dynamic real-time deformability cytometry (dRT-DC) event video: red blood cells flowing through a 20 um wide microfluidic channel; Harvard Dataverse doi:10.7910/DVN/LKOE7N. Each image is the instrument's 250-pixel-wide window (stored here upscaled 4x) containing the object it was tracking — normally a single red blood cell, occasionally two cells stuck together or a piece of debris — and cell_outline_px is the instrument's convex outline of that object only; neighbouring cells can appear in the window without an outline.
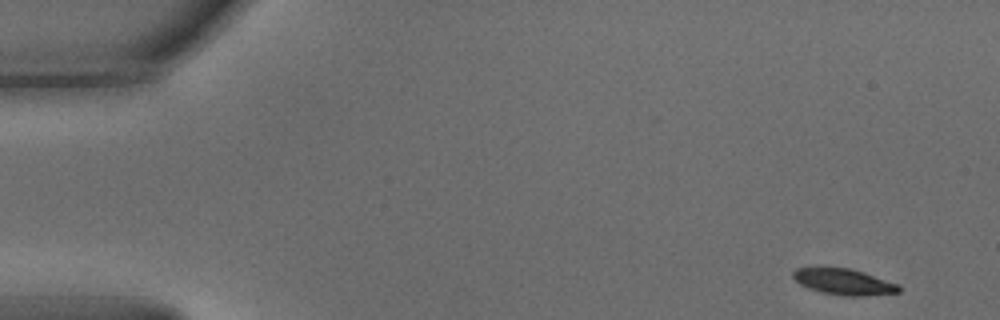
{"species": "common noctule bat (a hibernating species)", "species_latin": "Nyctalus noctula", "temperature_condition": "warm", "stored_images_in_passage": 52, "segment_of_instrument_passage": [1, 2], "camera_frame_rate_fps": 3000, "um_per_image_px": 0.085, "animal": {"sex": "male", "body_mass_g": 15.6}, "frame": {"image": 1, "passage_image": 1, "time_ms": 0.0, "image_size_px": [1000, 320], "cell_outline_px": [[900, 292], [864, 296], [844, 296], [820, 292], [808, 288], [800, 284], [792, 276], [792, 272], [796, 268], [812, 264], [848, 268], [864, 272], [900, 284]], "centroid_in_image_um": [71.65, 23.9], "position_along_channel_um": 13.3, "area_um2": 16.82}}
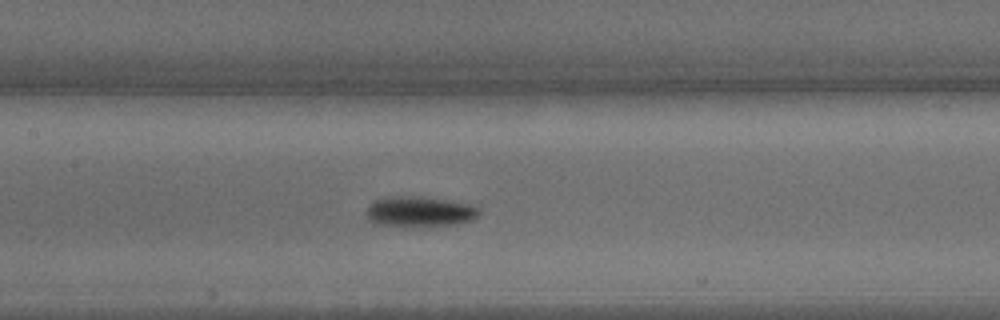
{"frame": {"image": 2, "passage_image": 23, "time_ms": 7.333, "image_size_px": [1000, 320], "cell_outline_px": [[480, 216], [472, 220], [456, 224], [376, 224], [368, 220], [368, 204], [376, 200], [392, 196], [420, 196], [468, 204], [480, 208]], "centroid_in_image_um": [35.7, 17.95], "position_along_channel_um": 171.7, "area_um2": 19.13}}
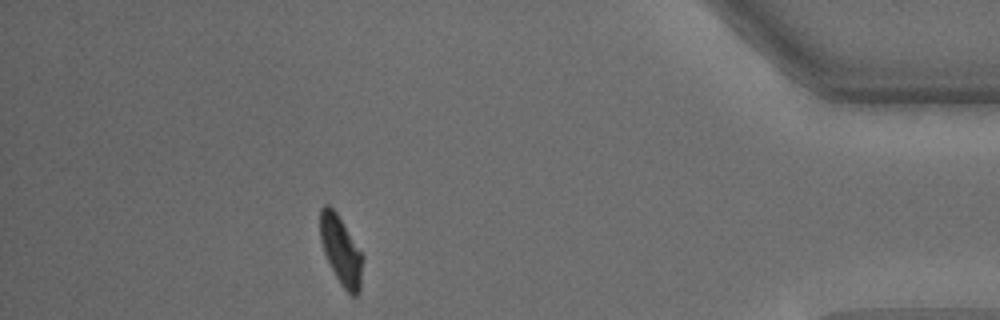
{"frame": {"image": 3, "passage_image": 45, "time_ms": 14.667, "image_size_px": [1000, 320], "cell_outline_px": [[364, 256], [360, 292], [356, 296], [352, 296], [340, 284], [324, 252], [320, 240], [320, 208], [324, 204], [328, 204], [336, 212]], "centroid_in_image_um": [29.0, 21.3], "position_along_channel_um": 406.2, "area_um2": 16.99}}